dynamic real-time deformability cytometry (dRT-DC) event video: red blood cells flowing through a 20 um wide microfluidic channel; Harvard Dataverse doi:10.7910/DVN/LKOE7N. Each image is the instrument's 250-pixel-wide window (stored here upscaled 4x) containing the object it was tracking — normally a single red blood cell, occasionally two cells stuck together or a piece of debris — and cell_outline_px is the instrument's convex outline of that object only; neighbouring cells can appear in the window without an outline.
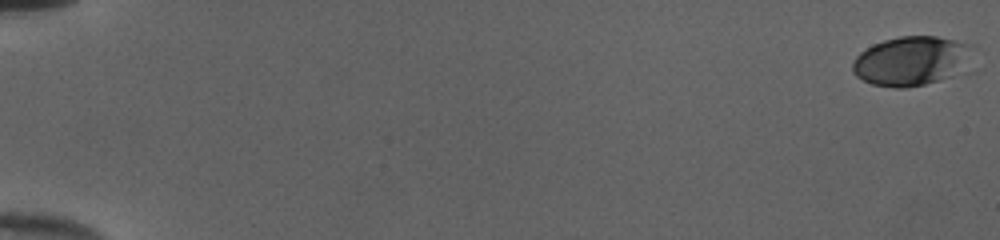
{"species": "human", "species_latin": "Homo sapiens", "temperature_condition": "cold", "stored_images_in_passage": 53, "camera_frame_rate_fps": 3000, "um_per_image_px": 0.085, "donor": {"sex": "female"}, "frame": {"image": 1, "passage_image": 1, "time_ms": 0.0, "image_size_px": [1000, 240], "cell_outline_px": [[976, 72], [908, 88], [896, 88], [872, 84], [856, 76], [852, 72], [852, 64], [856, 56], [860, 52], [872, 44], [884, 40], [900, 36], [936, 36], [976, 44]], "centroid_in_image_um": [77.73, 5.19], "position_along_channel_um": 7.3, "area_um2": 36.82}}
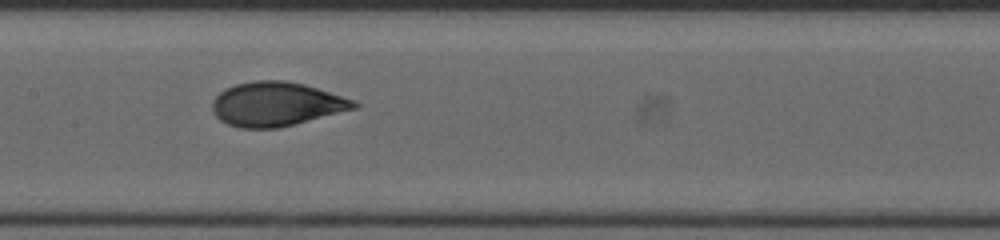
{"frame": {"image": 2, "passage_image": 29, "time_ms": 9.333, "image_size_px": [1000, 240], "cell_outline_px": [[360, 104], [356, 108], [276, 128], [240, 128], [228, 124], [220, 120], [216, 116], [212, 108], [212, 100], [224, 88], [236, 84], [256, 80], [284, 80], [304, 84], [356, 100]], "centroid_in_image_um": [23.46, 8.83], "position_along_channel_um": 183.9, "area_um2": 36.18}}
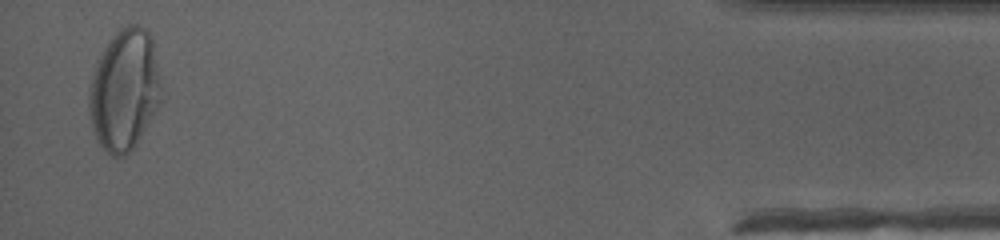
{"frame": {"image": 3, "passage_image": 52, "time_ms": 17.0, "image_size_px": [1000, 240], "cell_outline_px": [[164, 96], [136, 144], [124, 156], [112, 156], [96, 140], [92, 132], [88, 112], [88, 92], [92, 72], [96, 60], [112, 36], [120, 28], [128, 24], [136, 24], [144, 28], [152, 36]], "centroid_in_image_um": [10.57, 7.63], "position_along_channel_um": 424.6, "area_um2": 51.73}, "authors_computed_cell_mechanics": {"area_um2": 35.7204, "velocity_mm_per_s": 4.0358, "shape_relaxation_time_tau1_ms": 6.551, "shape_relaxation_time_tau2_ms": null, "deformation_change_tau1": 0.2274, "deformation_change_tau2": null}}